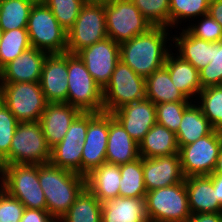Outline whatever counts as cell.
<instances>
[{
    "instance_id": "obj_4",
    "label": "cell",
    "mask_w": 222,
    "mask_h": 222,
    "mask_svg": "<svg viewBox=\"0 0 222 222\" xmlns=\"http://www.w3.org/2000/svg\"><path fill=\"white\" fill-rule=\"evenodd\" d=\"M5 160L7 165L50 163L51 148L39 121L18 123Z\"/></svg>"
},
{
    "instance_id": "obj_41",
    "label": "cell",
    "mask_w": 222,
    "mask_h": 222,
    "mask_svg": "<svg viewBox=\"0 0 222 222\" xmlns=\"http://www.w3.org/2000/svg\"><path fill=\"white\" fill-rule=\"evenodd\" d=\"M18 120L0 100V155L9 154L11 141L18 125Z\"/></svg>"
},
{
    "instance_id": "obj_1",
    "label": "cell",
    "mask_w": 222,
    "mask_h": 222,
    "mask_svg": "<svg viewBox=\"0 0 222 222\" xmlns=\"http://www.w3.org/2000/svg\"><path fill=\"white\" fill-rule=\"evenodd\" d=\"M168 31L167 27L153 26L146 33L120 44V60L135 73L147 78L165 65L172 49V44L166 45L172 40Z\"/></svg>"
},
{
    "instance_id": "obj_22",
    "label": "cell",
    "mask_w": 222,
    "mask_h": 222,
    "mask_svg": "<svg viewBox=\"0 0 222 222\" xmlns=\"http://www.w3.org/2000/svg\"><path fill=\"white\" fill-rule=\"evenodd\" d=\"M102 222H149L145 197H116L102 203Z\"/></svg>"
},
{
    "instance_id": "obj_44",
    "label": "cell",
    "mask_w": 222,
    "mask_h": 222,
    "mask_svg": "<svg viewBox=\"0 0 222 222\" xmlns=\"http://www.w3.org/2000/svg\"><path fill=\"white\" fill-rule=\"evenodd\" d=\"M47 210L25 208L20 222H55Z\"/></svg>"
},
{
    "instance_id": "obj_8",
    "label": "cell",
    "mask_w": 222,
    "mask_h": 222,
    "mask_svg": "<svg viewBox=\"0 0 222 222\" xmlns=\"http://www.w3.org/2000/svg\"><path fill=\"white\" fill-rule=\"evenodd\" d=\"M145 98V78L120 60L103 89V112L112 113L126 104Z\"/></svg>"
},
{
    "instance_id": "obj_21",
    "label": "cell",
    "mask_w": 222,
    "mask_h": 222,
    "mask_svg": "<svg viewBox=\"0 0 222 222\" xmlns=\"http://www.w3.org/2000/svg\"><path fill=\"white\" fill-rule=\"evenodd\" d=\"M185 187L191 214L222 213V205L209 175L187 177Z\"/></svg>"
},
{
    "instance_id": "obj_27",
    "label": "cell",
    "mask_w": 222,
    "mask_h": 222,
    "mask_svg": "<svg viewBox=\"0 0 222 222\" xmlns=\"http://www.w3.org/2000/svg\"><path fill=\"white\" fill-rule=\"evenodd\" d=\"M193 102L184 110L179 129L176 132L179 148L196 142L214 130L201 108L195 104V101Z\"/></svg>"
},
{
    "instance_id": "obj_16",
    "label": "cell",
    "mask_w": 222,
    "mask_h": 222,
    "mask_svg": "<svg viewBox=\"0 0 222 222\" xmlns=\"http://www.w3.org/2000/svg\"><path fill=\"white\" fill-rule=\"evenodd\" d=\"M68 52L48 54L44 60L40 86L47 103H67Z\"/></svg>"
},
{
    "instance_id": "obj_13",
    "label": "cell",
    "mask_w": 222,
    "mask_h": 222,
    "mask_svg": "<svg viewBox=\"0 0 222 222\" xmlns=\"http://www.w3.org/2000/svg\"><path fill=\"white\" fill-rule=\"evenodd\" d=\"M109 113L88 112V129L82 150V175L106 163Z\"/></svg>"
},
{
    "instance_id": "obj_9",
    "label": "cell",
    "mask_w": 222,
    "mask_h": 222,
    "mask_svg": "<svg viewBox=\"0 0 222 222\" xmlns=\"http://www.w3.org/2000/svg\"><path fill=\"white\" fill-rule=\"evenodd\" d=\"M108 38L104 4L86 2L74 25L67 31L66 52L77 54L83 48Z\"/></svg>"
},
{
    "instance_id": "obj_28",
    "label": "cell",
    "mask_w": 222,
    "mask_h": 222,
    "mask_svg": "<svg viewBox=\"0 0 222 222\" xmlns=\"http://www.w3.org/2000/svg\"><path fill=\"white\" fill-rule=\"evenodd\" d=\"M175 86L169 71L163 66L145 78L146 98L155 105L167 102H192Z\"/></svg>"
},
{
    "instance_id": "obj_24",
    "label": "cell",
    "mask_w": 222,
    "mask_h": 222,
    "mask_svg": "<svg viewBox=\"0 0 222 222\" xmlns=\"http://www.w3.org/2000/svg\"><path fill=\"white\" fill-rule=\"evenodd\" d=\"M120 165L104 163L86 175V187L101 202L119 197Z\"/></svg>"
},
{
    "instance_id": "obj_30",
    "label": "cell",
    "mask_w": 222,
    "mask_h": 222,
    "mask_svg": "<svg viewBox=\"0 0 222 222\" xmlns=\"http://www.w3.org/2000/svg\"><path fill=\"white\" fill-rule=\"evenodd\" d=\"M119 197H145L147 190L143 178V157L120 165Z\"/></svg>"
},
{
    "instance_id": "obj_35",
    "label": "cell",
    "mask_w": 222,
    "mask_h": 222,
    "mask_svg": "<svg viewBox=\"0 0 222 222\" xmlns=\"http://www.w3.org/2000/svg\"><path fill=\"white\" fill-rule=\"evenodd\" d=\"M210 0H170V28H178L179 23L186 19H198L208 14Z\"/></svg>"
},
{
    "instance_id": "obj_49",
    "label": "cell",
    "mask_w": 222,
    "mask_h": 222,
    "mask_svg": "<svg viewBox=\"0 0 222 222\" xmlns=\"http://www.w3.org/2000/svg\"><path fill=\"white\" fill-rule=\"evenodd\" d=\"M212 174L222 175V150L220 151L219 157L217 159L214 171Z\"/></svg>"
},
{
    "instance_id": "obj_26",
    "label": "cell",
    "mask_w": 222,
    "mask_h": 222,
    "mask_svg": "<svg viewBox=\"0 0 222 222\" xmlns=\"http://www.w3.org/2000/svg\"><path fill=\"white\" fill-rule=\"evenodd\" d=\"M139 153L146 158L179 154L176 133L156 123L139 143Z\"/></svg>"
},
{
    "instance_id": "obj_3",
    "label": "cell",
    "mask_w": 222,
    "mask_h": 222,
    "mask_svg": "<svg viewBox=\"0 0 222 222\" xmlns=\"http://www.w3.org/2000/svg\"><path fill=\"white\" fill-rule=\"evenodd\" d=\"M67 103L81 112H103V90L78 54L68 53Z\"/></svg>"
},
{
    "instance_id": "obj_6",
    "label": "cell",
    "mask_w": 222,
    "mask_h": 222,
    "mask_svg": "<svg viewBox=\"0 0 222 222\" xmlns=\"http://www.w3.org/2000/svg\"><path fill=\"white\" fill-rule=\"evenodd\" d=\"M31 47L48 54H62L67 48V31L44 4L33 5L26 27Z\"/></svg>"
},
{
    "instance_id": "obj_12",
    "label": "cell",
    "mask_w": 222,
    "mask_h": 222,
    "mask_svg": "<svg viewBox=\"0 0 222 222\" xmlns=\"http://www.w3.org/2000/svg\"><path fill=\"white\" fill-rule=\"evenodd\" d=\"M5 188L25 208L46 210V200L38 180V164L7 165Z\"/></svg>"
},
{
    "instance_id": "obj_19",
    "label": "cell",
    "mask_w": 222,
    "mask_h": 222,
    "mask_svg": "<svg viewBox=\"0 0 222 222\" xmlns=\"http://www.w3.org/2000/svg\"><path fill=\"white\" fill-rule=\"evenodd\" d=\"M47 55L42 50L29 48L2 68L0 83L40 82Z\"/></svg>"
},
{
    "instance_id": "obj_46",
    "label": "cell",
    "mask_w": 222,
    "mask_h": 222,
    "mask_svg": "<svg viewBox=\"0 0 222 222\" xmlns=\"http://www.w3.org/2000/svg\"><path fill=\"white\" fill-rule=\"evenodd\" d=\"M208 14L222 26V0H210Z\"/></svg>"
},
{
    "instance_id": "obj_43",
    "label": "cell",
    "mask_w": 222,
    "mask_h": 222,
    "mask_svg": "<svg viewBox=\"0 0 222 222\" xmlns=\"http://www.w3.org/2000/svg\"><path fill=\"white\" fill-rule=\"evenodd\" d=\"M88 129V112H81L70 125L62 140H78L84 144Z\"/></svg>"
},
{
    "instance_id": "obj_42",
    "label": "cell",
    "mask_w": 222,
    "mask_h": 222,
    "mask_svg": "<svg viewBox=\"0 0 222 222\" xmlns=\"http://www.w3.org/2000/svg\"><path fill=\"white\" fill-rule=\"evenodd\" d=\"M24 209L18 199L6 193L0 203V222H20Z\"/></svg>"
},
{
    "instance_id": "obj_37",
    "label": "cell",
    "mask_w": 222,
    "mask_h": 222,
    "mask_svg": "<svg viewBox=\"0 0 222 222\" xmlns=\"http://www.w3.org/2000/svg\"><path fill=\"white\" fill-rule=\"evenodd\" d=\"M59 24L68 31L75 23L86 0H44Z\"/></svg>"
},
{
    "instance_id": "obj_20",
    "label": "cell",
    "mask_w": 222,
    "mask_h": 222,
    "mask_svg": "<svg viewBox=\"0 0 222 222\" xmlns=\"http://www.w3.org/2000/svg\"><path fill=\"white\" fill-rule=\"evenodd\" d=\"M139 157V144L131 138L123 126L109 113L106 163L121 165L132 162Z\"/></svg>"
},
{
    "instance_id": "obj_2",
    "label": "cell",
    "mask_w": 222,
    "mask_h": 222,
    "mask_svg": "<svg viewBox=\"0 0 222 222\" xmlns=\"http://www.w3.org/2000/svg\"><path fill=\"white\" fill-rule=\"evenodd\" d=\"M38 180L46 200V210L58 221L86 187V176L51 163L38 165Z\"/></svg>"
},
{
    "instance_id": "obj_52",
    "label": "cell",
    "mask_w": 222,
    "mask_h": 222,
    "mask_svg": "<svg viewBox=\"0 0 222 222\" xmlns=\"http://www.w3.org/2000/svg\"><path fill=\"white\" fill-rule=\"evenodd\" d=\"M25 1L30 2L33 5L42 4L44 2V0H25Z\"/></svg>"
},
{
    "instance_id": "obj_48",
    "label": "cell",
    "mask_w": 222,
    "mask_h": 222,
    "mask_svg": "<svg viewBox=\"0 0 222 222\" xmlns=\"http://www.w3.org/2000/svg\"><path fill=\"white\" fill-rule=\"evenodd\" d=\"M7 163L3 156L0 155V185H5Z\"/></svg>"
},
{
    "instance_id": "obj_31",
    "label": "cell",
    "mask_w": 222,
    "mask_h": 222,
    "mask_svg": "<svg viewBox=\"0 0 222 222\" xmlns=\"http://www.w3.org/2000/svg\"><path fill=\"white\" fill-rule=\"evenodd\" d=\"M33 4L25 0H0V28L3 32L26 28Z\"/></svg>"
},
{
    "instance_id": "obj_23",
    "label": "cell",
    "mask_w": 222,
    "mask_h": 222,
    "mask_svg": "<svg viewBox=\"0 0 222 222\" xmlns=\"http://www.w3.org/2000/svg\"><path fill=\"white\" fill-rule=\"evenodd\" d=\"M164 67L169 71L171 80L176 85L175 87L190 101L196 100L192 98L197 97L202 90L199 71L188 61L182 59L176 53H172V50L167 55Z\"/></svg>"
},
{
    "instance_id": "obj_36",
    "label": "cell",
    "mask_w": 222,
    "mask_h": 222,
    "mask_svg": "<svg viewBox=\"0 0 222 222\" xmlns=\"http://www.w3.org/2000/svg\"><path fill=\"white\" fill-rule=\"evenodd\" d=\"M152 26L170 29V0H131Z\"/></svg>"
},
{
    "instance_id": "obj_45",
    "label": "cell",
    "mask_w": 222,
    "mask_h": 222,
    "mask_svg": "<svg viewBox=\"0 0 222 222\" xmlns=\"http://www.w3.org/2000/svg\"><path fill=\"white\" fill-rule=\"evenodd\" d=\"M183 222H222V213L191 214Z\"/></svg>"
},
{
    "instance_id": "obj_17",
    "label": "cell",
    "mask_w": 222,
    "mask_h": 222,
    "mask_svg": "<svg viewBox=\"0 0 222 222\" xmlns=\"http://www.w3.org/2000/svg\"><path fill=\"white\" fill-rule=\"evenodd\" d=\"M143 178L147 191L168 187L185 180L179 154L143 157Z\"/></svg>"
},
{
    "instance_id": "obj_47",
    "label": "cell",
    "mask_w": 222,
    "mask_h": 222,
    "mask_svg": "<svg viewBox=\"0 0 222 222\" xmlns=\"http://www.w3.org/2000/svg\"><path fill=\"white\" fill-rule=\"evenodd\" d=\"M213 190L216 192L219 203L222 205V175L211 174Z\"/></svg>"
},
{
    "instance_id": "obj_14",
    "label": "cell",
    "mask_w": 222,
    "mask_h": 222,
    "mask_svg": "<svg viewBox=\"0 0 222 222\" xmlns=\"http://www.w3.org/2000/svg\"><path fill=\"white\" fill-rule=\"evenodd\" d=\"M77 54L103 90L109 83L116 64L120 61V44L111 38H106L83 48Z\"/></svg>"
},
{
    "instance_id": "obj_10",
    "label": "cell",
    "mask_w": 222,
    "mask_h": 222,
    "mask_svg": "<svg viewBox=\"0 0 222 222\" xmlns=\"http://www.w3.org/2000/svg\"><path fill=\"white\" fill-rule=\"evenodd\" d=\"M104 6L108 38L118 44L146 33L153 27L131 0H116Z\"/></svg>"
},
{
    "instance_id": "obj_50",
    "label": "cell",
    "mask_w": 222,
    "mask_h": 222,
    "mask_svg": "<svg viewBox=\"0 0 222 222\" xmlns=\"http://www.w3.org/2000/svg\"><path fill=\"white\" fill-rule=\"evenodd\" d=\"M116 0H86V2H90V3H98V4H107L110 2H114Z\"/></svg>"
},
{
    "instance_id": "obj_18",
    "label": "cell",
    "mask_w": 222,
    "mask_h": 222,
    "mask_svg": "<svg viewBox=\"0 0 222 222\" xmlns=\"http://www.w3.org/2000/svg\"><path fill=\"white\" fill-rule=\"evenodd\" d=\"M81 111L69 103H47L39 120L47 144L52 149L60 143Z\"/></svg>"
},
{
    "instance_id": "obj_39",
    "label": "cell",
    "mask_w": 222,
    "mask_h": 222,
    "mask_svg": "<svg viewBox=\"0 0 222 222\" xmlns=\"http://www.w3.org/2000/svg\"><path fill=\"white\" fill-rule=\"evenodd\" d=\"M192 102H167L156 105V122L167 129L177 132L184 110Z\"/></svg>"
},
{
    "instance_id": "obj_33",
    "label": "cell",
    "mask_w": 222,
    "mask_h": 222,
    "mask_svg": "<svg viewBox=\"0 0 222 222\" xmlns=\"http://www.w3.org/2000/svg\"><path fill=\"white\" fill-rule=\"evenodd\" d=\"M29 48L31 44L26 28L3 32L0 41V67L3 68Z\"/></svg>"
},
{
    "instance_id": "obj_53",
    "label": "cell",
    "mask_w": 222,
    "mask_h": 222,
    "mask_svg": "<svg viewBox=\"0 0 222 222\" xmlns=\"http://www.w3.org/2000/svg\"><path fill=\"white\" fill-rule=\"evenodd\" d=\"M2 34H3V31L0 28V41H1V38H2Z\"/></svg>"
},
{
    "instance_id": "obj_32",
    "label": "cell",
    "mask_w": 222,
    "mask_h": 222,
    "mask_svg": "<svg viewBox=\"0 0 222 222\" xmlns=\"http://www.w3.org/2000/svg\"><path fill=\"white\" fill-rule=\"evenodd\" d=\"M83 144L78 140H62L51 149L50 163L56 167L82 174Z\"/></svg>"
},
{
    "instance_id": "obj_38",
    "label": "cell",
    "mask_w": 222,
    "mask_h": 222,
    "mask_svg": "<svg viewBox=\"0 0 222 222\" xmlns=\"http://www.w3.org/2000/svg\"><path fill=\"white\" fill-rule=\"evenodd\" d=\"M202 89L222 85V40L212 42L211 62L199 70Z\"/></svg>"
},
{
    "instance_id": "obj_5",
    "label": "cell",
    "mask_w": 222,
    "mask_h": 222,
    "mask_svg": "<svg viewBox=\"0 0 222 222\" xmlns=\"http://www.w3.org/2000/svg\"><path fill=\"white\" fill-rule=\"evenodd\" d=\"M146 214L149 222H183L190 217L185 180L168 187L147 191Z\"/></svg>"
},
{
    "instance_id": "obj_34",
    "label": "cell",
    "mask_w": 222,
    "mask_h": 222,
    "mask_svg": "<svg viewBox=\"0 0 222 222\" xmlns=\"http://www.w3.org/2000/svg\"><path fill=\"white\" fill-rule=\"evenodd\" d=\"M199 97V98H198ZM198 98V99H197ZM195 102L209 120L214 130H222V85L204 88ZM199 100V101H198ZM200 104V105H199Z\"/></svg>"
},
{
    "instance_id": "obj_51",
    "label": "cell",
    "mask_w": 222,
    "mask_h": 222,
    "mask_svg": "<svg viewBox=\"0 0 222 222\" xmlns=\"http://www.w3.org/2000/svg\"><path fill=\"white\" fill-rule=\"evenodd\" d=\"M7 193L5 185H0V203H1V199L2 197Z\"/></svg>"
},
{
    "instance_id": "obj_54",
    "label": "cell",
    "mask_w": 222,
    "mask_h": 222,
    "mask_svg": "<svg viewBox=\"0 0 222 222\" xmlns=\"http://www.w3.org/2000/svg\"><path fill=\"white\" fill-rule=\"evenodd\" d=\"M1 76H2V68L0 67V80H1Z\"/></svg>"
},
{
    "instance_id": "obj_11",
    "label": "cell",
    "mask_w": 222,
    "mask_h": 222,
    "mask_svg": "<svg viewBox=\"0 0 222 222\" xmlns=\"http://www.w3.org/2000/svg\"><path fill=\"white\" fill-rule=\"evenodd\" d=\"M221 150L222 138L220 131L217 130L192 144L181 146L179 156L185 178L211 175Z\"/></svg>"
},
{
    "instance_id": "obj_40",
    "label": "cell",
    "mask_w": 222,
    "mask_h": 222,
    "mask_svg": "<svg viewBox=\"0 0 222 222\" xmlns=\"http://www.w3.org/2000/svg\"><path fill=\"white\" fill-rule=\"evenodd\" d=\"M199 18L198 23H191L185 27L192 36L208 42L222 40V26L215 19L209 14Z\"/></svg>"
},
{
    "instance_id": "obj_7",
    "label": "cell",
    "mask_w": 222,
    "mask_h": 222,
    "mask_svg": "<svg viewBox=\"0 0 222 222\" xmlns=\"http://www.w3.org/2000/svg\"><path fill=\"white\" fill-rule=\"evenodd\" d=\"M0 100L19 123L39 121L47 105L40 82L0 83Z\"/></svg>"
},
{
    "instance_id": "obj_15",
    "label": "cell",
    "mask_w": 222,
    "mask_h": 222,
    "mask_svg": "<svg viewBox=\"0 0 222 222\" xmlns=\"http://www.w3.org/2000/svg\"><path fill=\"white\" fill-rule=\"evenodd\" d=\"M138 144L156 122V105L148 98L126 104L111 113Z\"/></svg>"
},
{
    "instance_id": "obj_25",
    "label": "cell",
    "mask_w": 222,
    "mask_h": 222,
    "mask_svg": "<svg viewBox=\"0 0 222 222\" xmlns=\"http://www.w3.org/2000/svg\"><path fill=\"white\" fill-rule=\"evenodd\" d=\"M181 30L180 35L172 34L170 43L175 44L171 46H175L173 48L178 50L176 51L178 56L191 63L199 71L211 62L212 42L196 38L182 27Z\"/></svg>"
},
{
    "instance_id": "obj_29",
    "label": "cell",
    "mask_w": 222,
    "mask_h": 222,
    "mask_svg": "<svg viewBox=\"0 0 222 222\" xmlns=\"http://www.w3.org/2000/svg\"><path fill=\"white\" fill-rule=\"evenodd\" d=\"M59 222H102V203L85 187Z\"/></svg>"
}]
</instances>
